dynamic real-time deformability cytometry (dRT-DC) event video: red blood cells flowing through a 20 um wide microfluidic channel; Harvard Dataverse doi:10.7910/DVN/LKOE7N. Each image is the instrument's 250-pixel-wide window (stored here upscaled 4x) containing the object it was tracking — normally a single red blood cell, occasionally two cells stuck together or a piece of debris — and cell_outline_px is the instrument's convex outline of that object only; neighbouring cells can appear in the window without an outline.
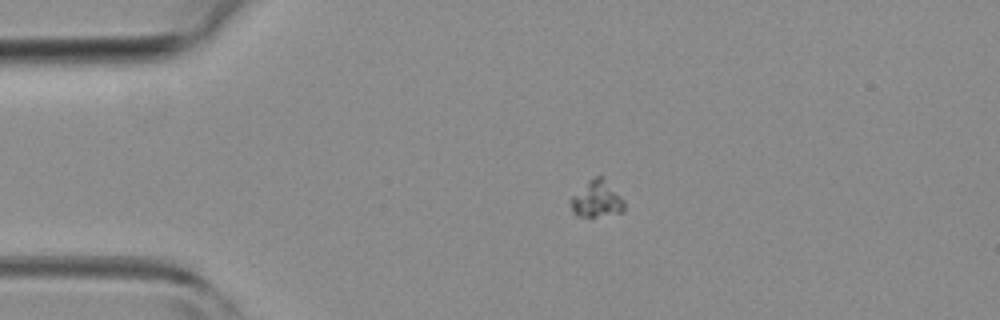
{"species": "common noctule bat (a hibernating species)", "species_latin": "Nyctalus noctula", "temperature_condition": "room temperature", "stored_images_in_passage": 3, "camera_frame_rate_fps": 3000, "um_per_image_px": 0.085, "animal": {"sex": "female", "body_mass_g": 19.3, "forearm_length_mm": 54.1}, "frame": {"image": 1, "passage_image": 2, "time_ms": 2.333, "image_size_px": [1000, 320], "cell_outline_px": [[624, 212], [596, 216], [576, 216], [572, 212], [568, 200], [588, 180], [596, 176], [604, 176], [624, 200]], "centroid_in_image_um": [50.71, 16.91], "position_along_channel_um": 34.3, "area_um2": 11.56}}